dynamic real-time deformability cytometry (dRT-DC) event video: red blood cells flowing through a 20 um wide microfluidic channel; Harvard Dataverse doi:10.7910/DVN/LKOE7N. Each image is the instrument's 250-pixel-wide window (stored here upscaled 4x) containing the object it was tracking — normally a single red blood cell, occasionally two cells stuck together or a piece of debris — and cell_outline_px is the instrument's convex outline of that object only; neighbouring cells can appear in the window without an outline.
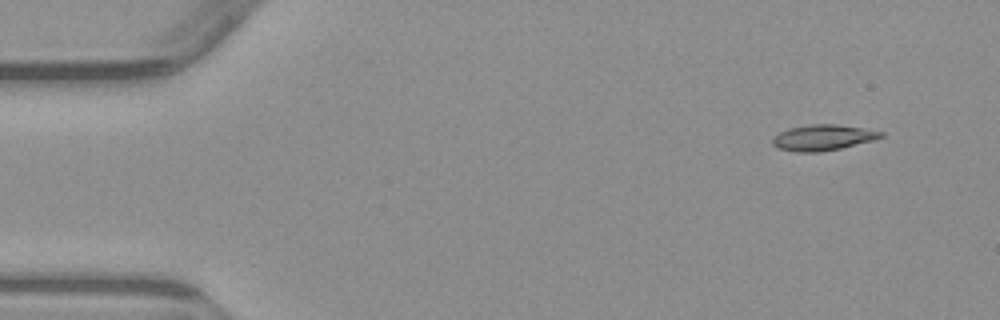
{"species": "common noctule bat (a hibernating species)", "species_latin": "Nyctalus noctula", "temperature_condition": "warm", "stored_images_in_passage": 3, "camera_frame_rate_fps": 3000, "um_per_image_px": 0.085, "animal": {"sex": "male", "body_mass_g": 23.1, "forearm_length_mm": 52.7}, "frame": {"image": 1, "passage_image": 1, "time_ms": 0.0, "image_size_px": [1000, 320], "cell_outline_px": [[884, 136], [876, 140], [840, 148], [820, 152], [796, 152], [776, 148], [772, 144], [772, 136], [788, 128], [808, 124], [836, 124], [884, 132]], "centroid_in_image_um": [69.91, 11.7], "position_along_channel_um": 15.1, "area_um2": 16.42}}
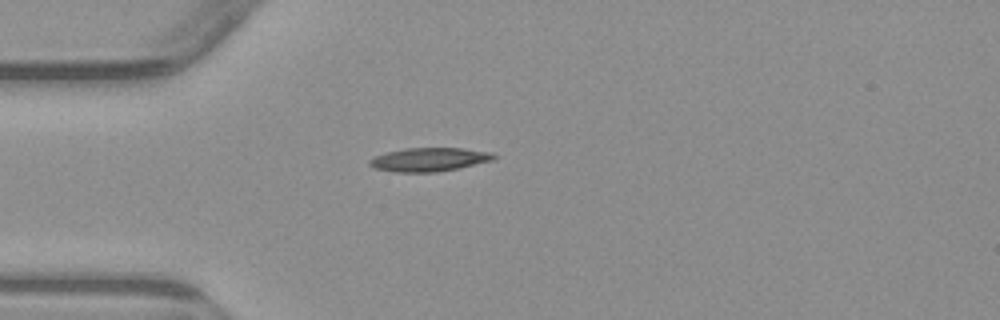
{"frame": {"image": 2, "passage_image": 3, "time_ms": 3.333, "image_size_px": [1000, 320], "cell_outline_px": [[496, 156], [492, 160], [460, 168], [436, 172], [396, 172], [372, 168], [368, 164], [368, 160], [376, 156], [388, 152], [404, 148], [464, 148], [492, 152]], "centroid_in_image_um": [36.47, 13.56], "position_along_channel_um": 48.5, "area_um2": 17.17}}